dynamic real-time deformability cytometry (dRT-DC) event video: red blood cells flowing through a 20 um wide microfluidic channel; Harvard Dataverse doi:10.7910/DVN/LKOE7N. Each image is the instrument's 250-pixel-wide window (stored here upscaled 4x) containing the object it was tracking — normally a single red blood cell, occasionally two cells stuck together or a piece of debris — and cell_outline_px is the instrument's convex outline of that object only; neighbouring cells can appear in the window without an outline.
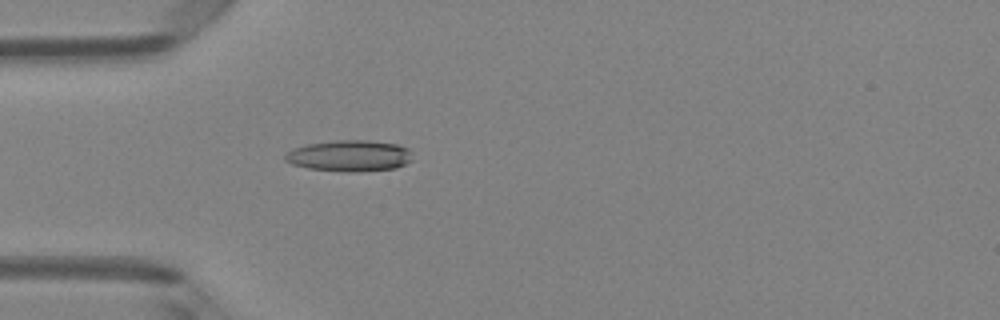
{"species": "Egyptian fruit bat (a non-hibernating species)", "species_latin": "Rousettus aegyptiacus", "temperature_condition": "room temperature", "stored_images_in_passage": 5, "camera_frame_rate_fps": 3000, "um_per_image_px": 0.085, "animal": {"sex": "female"}, "frame": {"image": 1, "passage_image": 5, "time_ms": 1.333, "image_size_px": [1000, 320], "cell_outline_px": [[412, 160], [396, 168], [356, 172], [348, 172], [308, 168], [292, 164], [284, 160], [284, 156], [292, 148], [308, 144], [336, 140], [368, 140], [396, 144], [412, 148]], "centroid_in_image_um": [29.74, 13.24], "position_along_channel_um": 55.3, "area_um2": 23.35}}